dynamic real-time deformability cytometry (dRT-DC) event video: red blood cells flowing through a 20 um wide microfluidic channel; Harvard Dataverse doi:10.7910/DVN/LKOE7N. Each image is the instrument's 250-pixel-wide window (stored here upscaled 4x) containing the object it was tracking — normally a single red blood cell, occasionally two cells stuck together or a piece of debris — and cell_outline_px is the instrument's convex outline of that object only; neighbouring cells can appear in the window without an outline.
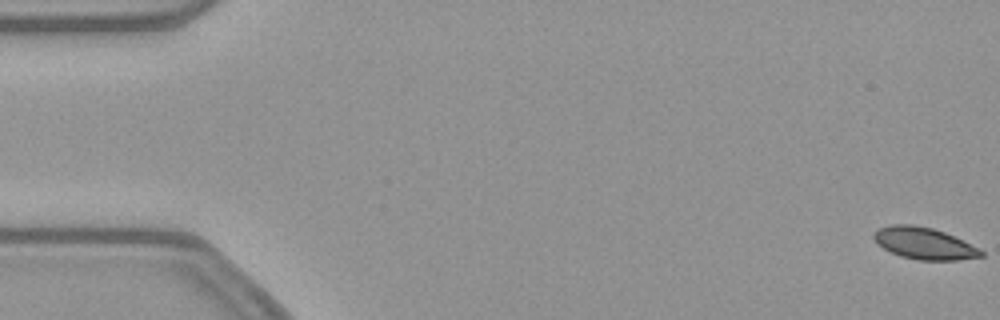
{"species": "common noctule bat (a hibernating species)", "species_latin": "Nyctalus noctula", "temperature_condition": "warm", "stored_images_in_passage": 54, "camera_frame_rate_fps": 3000, "um_per_image_px": 0.085, "animal": {"sex": "female", "body_mass_g": 21.9}, "frame": {"image": 1, "passage_image": 1, "time_ms": 0.0, "image_size_px": [1000, 320], "cell_outline_px": [[984, 256], [960, 260], [916, 260], [900, 256], [884, 248], [872, 236], [880, 228], [892, 224], [912, 224], [932, 228], [944, 232], [984, 252]], "centroid_in_image_um": [78.54, 20.69], "position_along_channel_um": 6.5, "area_um2": 19.42}}
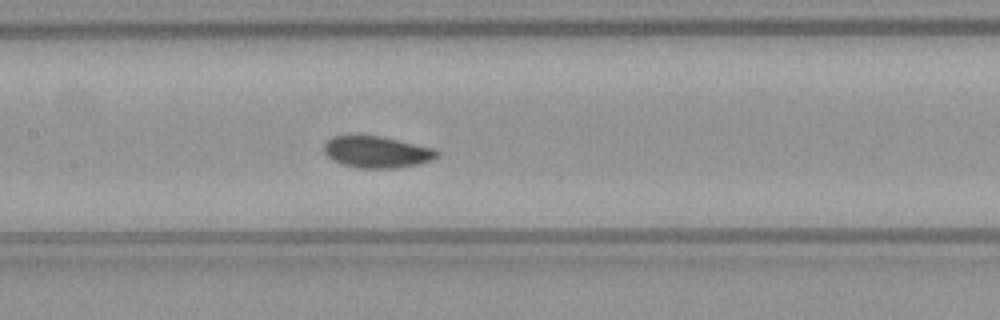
{"frame": {"image": 2, "passage_image": 26, "time_ms": 8.333, "image_size_px": [1000, 320], "cell_outline_px": [[440, 156], [432, 160], [420, 164], [396, 168], [356, 168], [340, 164], [332, 160], [324, 152], [324, 144], [332, 136], [380, 136], [436, 148], [440, 152]], "centroid_in_image_um": [32.07, 12.93], "position_along_channel_um": 175.3, "area_um2": 21.04}}
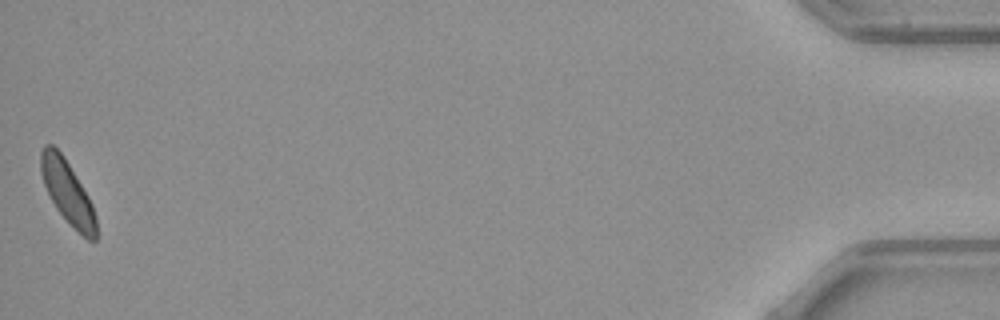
{"frame": {"image": 3, "passage_image": 54, "time_ms": 17.667, "image_size_px": [1000, 320], "cell_outline_px": [[96, 240], [88, 240], [56, 208], [44, 184], [40, 172], [40, 152], [44, 144], [52, 144], [64, 156], [88, 196], [92, 204], [96, 216]], "centroid_in_image_um": [5.72, 16.27], "position_along_channel_um": 429.5, "area_um2": 19.83}, "authors_computed_cell_mechanics": {"area_um2": 20.7791, "velocity_mm_per_s": 3.8321, "shape_relaxation_time_tau1_ms": 4.1656, "shape_relaxation_time_tau2_ms": null, "deformation_change_tau1": 0.0736, "deformation_change_tau2": null}}